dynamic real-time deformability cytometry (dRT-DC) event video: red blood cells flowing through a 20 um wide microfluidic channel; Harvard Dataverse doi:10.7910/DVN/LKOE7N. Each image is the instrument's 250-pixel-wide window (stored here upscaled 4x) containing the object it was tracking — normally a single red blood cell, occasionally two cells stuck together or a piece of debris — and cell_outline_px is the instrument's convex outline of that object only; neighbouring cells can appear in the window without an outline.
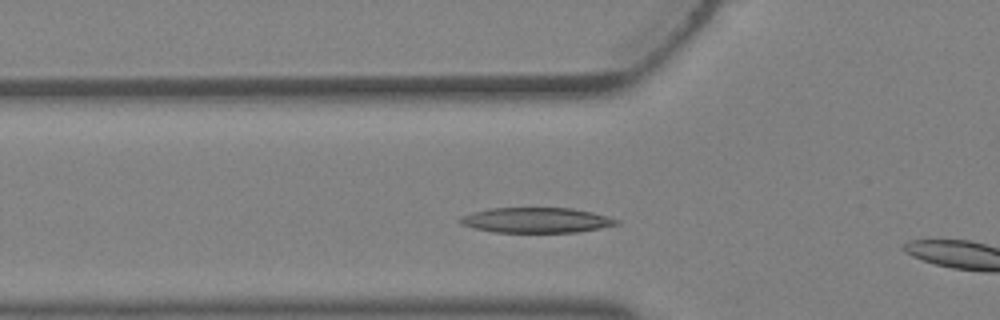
{"species": "Egyptian fruit bat (a non-hibernating species)", "species_latin": "Rousettus aegyptiacus", "temperature_condition": "warm", "stored_images_in_passage": 6, "segment_of_instrument_passage": [1, 2], "camera_frame_rate_fps": 3000, "um_per_image_px": 0.085, "animal": {"sex": "female"}, "frame": {"image": 1, "passage_image": 5, "time_ms": 1.333, "image_size_px": [1000, 320], "cell_outline_px": [[620, 224], [600, 228], [576, 232], [496, 232], [476, 228], [460, 224], [460, 220], [464, 216], [488, 208], [572, 208], [592, 212], [620, 220]], "centroid_in_image_um": [45.65, 18.71], "position_along_channel_um": 80.1, "area_um2": 22.66}}